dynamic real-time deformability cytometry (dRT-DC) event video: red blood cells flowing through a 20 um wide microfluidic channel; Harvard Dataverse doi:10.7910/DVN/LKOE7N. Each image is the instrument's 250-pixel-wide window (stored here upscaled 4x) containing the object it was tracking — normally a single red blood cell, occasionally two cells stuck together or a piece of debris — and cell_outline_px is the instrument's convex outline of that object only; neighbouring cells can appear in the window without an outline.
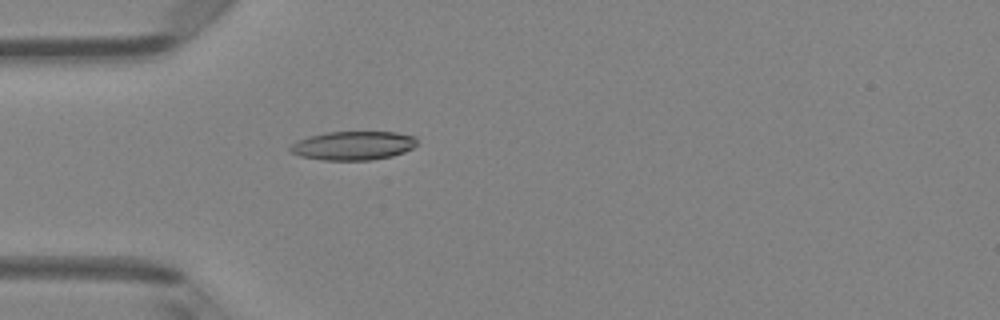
{"species": "Egyptian fruit bat (a non-hibernating species)", "species_latin": "Rousettus aegyptiacus", "temperature_condition": "room temperature", "stored_images_in_passage": 5, "camera_frame_rate_fps": 3000, "um_per_image_px": 0.085, "animal": {"sex": "female"}, "frame": {"image": 1, "passage_image": 5, "time_ms": 4.667, "image_size_px": [1000, 320], "cell_outline_px": [[416, 144], [412, 148], [404, 152], [392, 156], [372, 160], [324, 160], [300, 156], [292, 152], [288, 148], [296, 140], [308, 136], [328, 132], [396, 132], [416, 136]], "centroid_in_image_um": [30.01, 12.37], "position_along_channel_um": 55.0, "area_um2": 21.33}}